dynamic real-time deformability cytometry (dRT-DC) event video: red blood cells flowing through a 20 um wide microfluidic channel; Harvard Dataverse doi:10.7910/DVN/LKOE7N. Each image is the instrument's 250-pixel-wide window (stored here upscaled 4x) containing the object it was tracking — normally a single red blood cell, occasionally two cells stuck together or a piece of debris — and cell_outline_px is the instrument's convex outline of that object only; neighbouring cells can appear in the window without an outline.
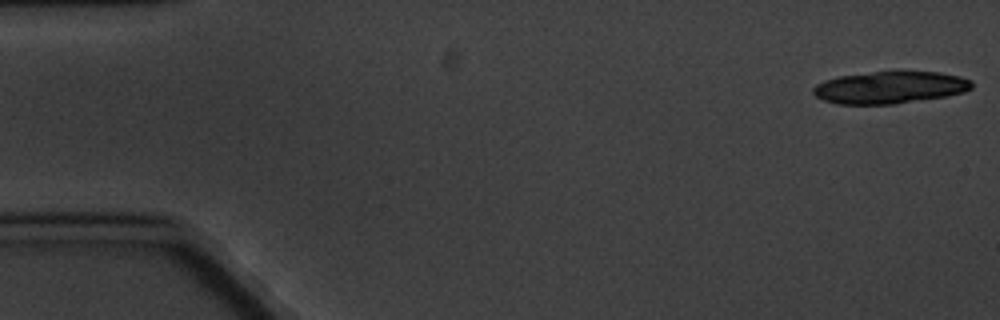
{"species": "common noctule bat (a hibernating species)", "species_latin": "Nyctalus noctula", "temperature_condition": "cold", "stored_images_in_passage": 8, "camera_frame_rate_fps": 3000, "um_per_image_px": 0.085, "animal": {"sex": "male", "body_mass_g": 20.1, "forearm_length_mm": 53.5}, "frame": {"image": 1, "passage_image": 1, "time_ms": 0.0, "image_size_px": [1000, 320], "cell_outline_px": [[972, 88], [964, 92], [944, 96], [892, 104], [836, 104], [824, 100], [816, 96], [812, 92], [812, 88], [816, 84], [824, 80], [840, 76], [900, 68], [940, 72], [960, 76], [972, 80]], "centroid_in_image_um": [75.66, 7.38], "position_along_channel_um": 9.3, "area_um2": 30.52}}
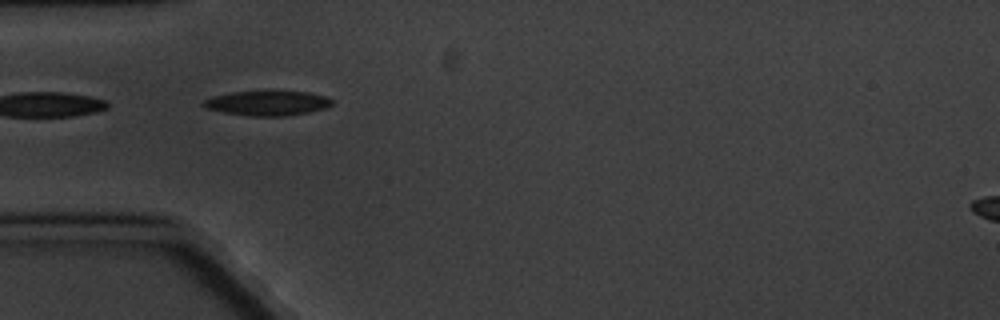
{"frame": {"image": 2, "passage_image": 6, "time_ms": 5.667, "image_size_px": [1000, 320], "cell_outline_px": [[332, 104], [324, 108], [308, 112], [288, 116], [248, 116], [224, 112], [208, 108], [200, 104], [204, 100], [216, 96], [232, 92], [268, 88], [272, 88], [308, 92], [324, 96], [332, 100]], "centroid_in_image_um": [22.75, 8.72], "position_along_channel_um": 62.3, "area_um2": 19.25}}